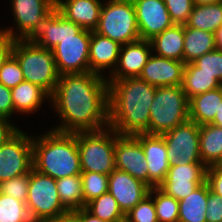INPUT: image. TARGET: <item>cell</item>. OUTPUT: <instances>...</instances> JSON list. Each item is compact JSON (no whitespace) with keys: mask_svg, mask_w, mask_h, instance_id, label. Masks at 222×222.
<instances>
[{"mask_svg":"<svg viewBox=\"0 0 222 222\" xmlns=\"http://www.w3.org/2000/svg\"><path fill=\"white\" fill-rule=\"evenodd\" d=\"M49 100L62 120L55 131L76 133L109 126L108 81L99 74L60 75Z\"/></svg>","mask_w":222,"mask_h":222,"instance_id":"6da1fadb","label":"cell"},{"mask_svg":"<svg viewBox=\"0 0 222 222\" xmlns=\"http://www.w3.org/2000/svg\"><path fill=\"white\" fill-rule=\"evenodd\" d=\"M91 31L67 20L55 7L22 39L52 50L60 75L89 72Z\"/></svg>","mask_w":222,"mask_h":222,"instance_id":"7a4b0ae2","label":"cell"},{"mask_svg":"<svg viewBox=\"0 0 222 222\" xmlns=\"http://www.w3.org/2000/svg\"><path fill=\"white\" fill-rule=\"evenodd\" d=\"M156 88L138 77L108 81L109 126L120 135L149 134Z\"/></svg>","mask_w":222,"mask_h":222,"instance_id":"3957f363","label":"cell"},{"mask_svg":"<svg viewBox=\"0 0 222 222\" xmlns=\"http://www.w3.org/2000/svg\"><path fill=\"white\" fill-rule=\"evenodd\" d=\"M33 169L56 180L82 173L75 133L55 130L33 136Z\"/></svg>","mask_w":222,"mask_h":222,"instance_id":"277c9868","label":"cell"},{"mask_svg":"<svg viewBox=\"0 0 222 222\" xmlns=\"http://www.w3.org/2000/svg\"><path fill=\"white\" fill-rule=\"evenodd\" d=\"M75 134L77 136L82 172H96L109 175L116 169L114 155L115 130L107 126L100 130L80 131Z\"/></svg>","mask_w":222,"mask_h":222,"instance_id":"5b68a950","label":"cell"},{"mask_svg":"<svg viewBox=\"0 0 222 222\" xmlns=\"http://www.w3.org/2000/svg\"><path fill=\"white\" fill-rule=\"evenodd\" d=\"M12 55L20 64L25 81L39 85L50 95L53 93L60 74L52 50L17 39Z\"/></svg>","mask_w":222,"mask_h":222,"instance_id":"8992f818","label":"cell"},{"mask_svg":"<svg viewBox=\"0 0 222 222\" xmlns=\"http://www.w3.org/2000/svg\"><path fill=\"white\" fill-rule=\"evenodd\" d=\"M188 104L181 85L157 87L150 107L149 134L161 135L188 121Z\"/></svg>","mask_w":222,"mask_h":222,"instance_id":"52a82bcc","label":"cell"},{"mask_svg":"<svg viewBox=\"0 0 222 222\" xmlns=\"http://www.w3.org/2000/svg\"><path fill=\"white\" fill-rule=\"evenodd\" d=\"M102 4L94 32L121 45L140 39L132 0H109Z\"/></svg>","mask_w":222,"mask_h":222,"instance_id":"ba28073f","label":"cell"},{"mask_svg":"<svg viewBox=\"0 0 222 222\" xmlns=\"http://www.w3.org/2000/svg\"><path fill=\"white\" fill-rule=\"evenodd\" d=\"M26 205L32 221L69 213L59 198L56 179L33 168L29 173Z\"/></svg>","mask_w":222,"mask_h":222,"instance_id":"9c48e42d","label":"cell"},{"mask_svg":"<svg viewBox=\"0 0 222 222\" xmlns=\"http://www.w3.org/2000/svg\"><path fill=\"white\" fill-rule=\"evenodd\" d=\"M170 165L202 163L199 148V125L188 120L163 134Z\"/></svg>","mask_w":222,"mask_h":222,"instance_id":"30bf717a","label":"cell"},{"mask_svg":"<svg viewBox=\"0 0 222 222\" xmlns=\"http://www.w3.org/2000/svg\"><path fill=\"white\" fill-rule=\"evenodd\" d=\"M33 138L20 129L0 147V183L30 173Z\"/></svg>","mask_w":222,"mask_h":222,"instance_id":"8fae6325","label":"cell"},{"mask_svg":"<svg viewBox=\"0 0 222 222\" xmlns=\"http://www.w3.org/2000/svg\"><path fill=\"white\" fill-rule=\"evenodd\" d=\"M206 168L203 163L170 165L164 181L158 187L180 201L206 181Z\"/></svg>","mask_w":222,"mask_h":222,"instance_id":"7c38bea8","label":"cell"},{"mask_svg":"<svg viewBox=\"0 0 222 222\" xmlns=\"http://www.w3.org/2000/svg\"><path fill=\"white\" fill-rule=\"evenodd\" d=\"M115 166L149 186V172L140 141L134 135L116 132Z\"/></svg>","mask_w":222,"mask_h":222,"instance_id":"4fadbf2b","label":"cell"},{"mask_svg":"<svg viewBox=\"0 0 222 222\" xmlns=\"http://www.w3.org/2000/svg\"><path fill=\"white\" fill-rule=\"evenodd\" d=\"M140 39L151 40L174 25L164 0H132Z\"/></svg>","mask_w":222,"mask_h":222,"instance_id":"5bb4252c","label":"cell"},{"mask_svg":"<svg viewBox=\"0 0 222 222\" xmlns=\"http://www.w3.org/2000/svg\"><path fill=\"white\" fill-rule=\"evenodd\" d=\"M19 33L13 28L0 29L13 39L22 40L40 20L47 16L55 7L56 0H10Z\"/></svg>","mask_w":222,"mask_h":222,"instance_id":"9a60e30c","label":"cell"},{"mask_svg":"<svg viewBox=\"0 0 222 222\" xmlns=\"http://www.w3.org/2000/svg\"><path fill=\"white\" fill-rule=\"evenodd\" d=\"M150 187L124 171L109 174L108 192L116 199L124 214L149 195Z\"/></svg>","mask_w":222,"mask_h":222,"instance_id":"2e32d148","label":"cell"},{"mask_svg":"<svg viewBox=\"0 0 222 222\" xmlns=\"http://www.w3.org/2000/svg\"><path fill=\"white\" fill-rule=\"evenodd\" d=\"M151 49L150 40L144 39L122 45L117 66L108 76L107 81L139 77L152 54Z\"/></svg>","mask_w":222,"mask_h":222,"instance_id":"e0dca14e","label":"cell"},{"mask_svg":"<svg viewBox=\"0 0 222 222\" xmlns=\"http://www.w3.org/2000/svg\"><path fill=\"white\" fill-rule=\"evenodd\" d=\"M141 143L149 172V187H158L170 168L166 143L161 135L138 133L134 135Z\"/></svg>","mask_w":222,"mask_h":222,"instance_id":"ac0fdd59","label":"cell"},{"mask_svg":"<svg viewBox=\"0 0 222 222\" xmlns=\"http://www.w3.org/2000/svg\"><path fill=\"white\" fill-rule=\"evenodd\" d=\"M185 63L152 54L142 69L139 79L156 87L182 84Z\"/></svg>","mask_w":222,"mask_h":222,"instance_id":"d6986e66","label":"cell"},{"mask_svg":"<svg viewBox=\"0 0 222 222\" xmlns=\"http://www.w3.org/2000/svg\"><path fill=\"white\" fill-rule=\"evenodd\" d=\"M102 4L100 0H56V8L67 20L89 31L98 25Z\"/></svg>","mask_w":222,"mask_h":222,"instance_id":"ffe728a7","label":"cell"},{"mask_svg":"<svg viewBox=\"0 0 222 222\" xmlns=\"http://www.w3.org/2000/svg\"><path fill=\"white\" fill-rule=\"evenodd\" d=\"M121 46L119 42L91 31L89 44V72L101 76L103 72L101 70L112 68L111 72H113L117 66Z\"/></svg>","mask_w":222,"mask_h":222,"instance_id":"44dd1931","label":"cell"},{"mask_svg":"<svg viewBox=\"0 0 222 222\" xmlns=\"http://www.w3.org/2000/svg\"><path fill=\"white\" fill-rule=\"evenodd\" d=\"M222 101V86L189 99V120L199 126L210 124Z\"/></svg>","mask_w":222,"mask_h":222,"instance_id":"7402d4cb","label":"cell"},{"mask_svg":"<svg viewBox=\"0 0 222 222\" xmlns=\"http://www.w3.org/2000/svg\"><path fill=\"white\" fill-rule=\"evenodd\" d=\"M156 55L183 62L184 25L174 24L151 40Z\"/></svg>","mask_w":222,"mask_h":222,"instance_id":"603a6c76","label":"cell"},{"mask_svg":"<svg viewBox=\"0 0 222 222\" xmlns=\"http://www.w3.org/2000/svg\"><path fill=\"white\" fill-rule=\"evenodd\" d=\"M200 158L206 167L218 165L222 159V127L214 124L199 126Z\"/></svg>","mask_w":222,"mask_h":222,"instance_id":"cb8c5ba5","label":"cell"},{"mask_svg":"<svg viewBox=\"0 0 222 222\" xmlns=\"http://www.w3.org/2000/svg\"><path fill=\"white\" fill-rule=\"evenodd\" d=\"M11 92L14 110L22 114L36 112L42 102L51 96L39 85L28 81L21 82Z\"/></svg>","mask_w":222,"mask_h":222,"instance_id":"d4e9b609","label":"cell"},{"mask_svg":"<svg viewBox=\"0 0 222 222\" xmlns=\"http://www.w3.org/2000/svg\"><path fill=\"white\" fill-rule=\"evenodd\" d=\"M208 184L205 181L179 201L178 222H206Z\"/></svg>","mask_w":222,"mask_h":222,"instance_id":"484cf974","label":"cell"},{"mask_svg":"<svg viewBox=\"0 0 222 222\" xmlns=\"http://www.w3.org/2000/svg\"><path fill=\"white\" fill-rule=\"evenodd\" d=\"M183 62L185 64L195 61L216 49L215 35L203 30H197L184 25Z\"/></svg>","mask_w":222,"mask_h":222,"instance_id":"4316f807","label":"cell"},{"mask_svg":"<svg viewBox=\"0 0 222 222\" xmlns=\"http://www.w3.org/2000/svg\"><path fill=\"white\" fill-rule=\"evenodd\" d=\"M221 86L222 84L214 76L201 72L193 62L185 65L181 87L188 100Z\"/></svg>","mask_w":222,"mask_h":222,"instance_id":"83f0119b","label":"cell"},{"mask_svg":"<svg viewBox=\"0 0 222 222\" xmlns=\"http://www.w3.org/2000/svg\"><path fill=\"white\" fill-rule=\"evenodd\" d=\"M185 25L197 30L215 33L222 25V1L205 5H194Z\"/></svg>","mask_w":222,"mask_h":222,"instance_id":"f1b7e54d","label":"cell"},{"mask_svg":"<svg viewBox=\"0 0 222 222\" xmlns=\"http://www.w3.org/2000/svg\"><path fill=\"white\" fill-rule=\"evenodd\" d=\"M59 198L63 206L73 212L84 208L82 179L80 175H73L56 180Z\"/></svg>","mask_w":222,"mask_h":222,"instance_id":"f546056e","label":"cell"},{"mask_svg":"<svg viewBox=\"0 0 222 222\" xmlns=\"http://www.w3.org/2000/svg\"><path fill=\"white\" fill-rule=\"evenodd\" d=\"M85 209L93 216L106 222H120L125 219L116 199L109 192L91 200L85 206Z\"/></svg>","mask_w":222,"mask_h":222,"instance_id":"4dcf8cb0","label":"cell"},{"mask_svg":"<svg viewBox=\"0 0 222 222\" xmlns=\"http://www.w3.org/2000/svg\"><path fill=\"white\" fill-rule=\"evenodd\" d=\"M150 196H154V205L158 222H178L179 201L167 195L159 187L151 188Z\"/></svg>","mask_w":222,"mask_h":222,"instance_id":"1f68e13d","label":"cell"},{"mask_svg":"<svg viewBox=\"0 0 222 222\" xmlns=\"http://www.w3.org/2000/svg\"><path fill=\"white\" fill-rule=\"evenodd\" d=\"M0 222H33L25 202L0 193Z\"/></svg>","mask_w":222,"mask_h":222,"instance_id":"d6a6232c","label":"cell"},{"mask_svg":"<svg viewBox=\"0 0 222 222\" xmlns=\"http://www.w3.org/2000/svg\"><path fill=\"white\" fill-rule=\"evenodd\" d=\"M84 208L88 202L108 192L109 175L96 172H82Z\"/></svg>","mask_w":222,"mask_h":222,"instance_id":"836d02e7","label":"cell"},{"mask_svg":"<svg viewBox=\"0 0 222 222\" xmlns=\"http://www.w3.org/2000/svg\"><path fill=\"white\" fill-rule=\"evenodd\" d=\"M127 222H158L152 196L147 195L125 214Z\"/></svg>","mask_w":222,"mask_h":222,"instance_id":"e575fe53","label":"cell"},{"mask_svg":"<svg viewBox=\"0 0 222 222\" xmlns=\"http://www.w3.org/2000/svg\"><path fill=\"white\" fill-rule=\"evenodd\" d=\"M28 187L29 173L13 177L9 180L2 181L0 183V193L4 195H9L10 197L16 200L26 203Z\"/></svg>","mask_w":222,"mask_h":222,"instance_id":"d590c367","label":"cell"},{"mask_svg":"<svg viewBox=\"0 0 222 222\" xmlns=\"http://www.w3.org/2000/svg\"><path fill=\"white\" fill-rule=\"evenodd\" d=\"M193 63L211 76H214L222 84V51L213 50L197 58Z\"/></svg>","mask_w":222,"mask_h":222,"instance_id":"8d00e7d4","label":"cell"},{"mask_svg":"<svg viewBox=\"0 0 222 222\" xmlns=\"http://www.w3.org/2000/svg\"><path fill=\"white\" fill-rule=\"evenodd\" d=\"M25 81L18 60L11 55L0 69V83L9 89H13Z\"/></svg>","mask_w":222,"mask_h":222,"instance_id":"74e56055","label":"cell"},{"mask_svg":"<svg viewBox=\"0 0 222 222\" xmlns=\"http://www.w3.org/2000/svg\"><path fill=\"white\" fill-rule=\"evenodd\" d=\"M164 3L174 24L187 23L194 6L192 0H164Z\"/></svg>","mask_w":222,"mask_h":222,"instance_id":"f35d334b","label":"cell"},{"mask_svg":"<svg viewBox=\"0 0 222 222\" xmlns=\"http://www.w3.org/2000/svg\"><path fill=\"white\" fill-rule=\"evenodd\" d=\"M206 222H222V196L212 192L208 186Z\"/></svg>","mask_w":222,"mask_h":222,"instance_id":"ab89813d","label":"cell"},{"mask_svg":"<svg viewBox=\"0 0 222 222\" xmlns=\"http://www.w3.org/2000/svg\"><path fill=\"white\" fill-rule=\"evenodd\" d=\"M206 182L212 192L222 196V168L217 165L207 167Z\"/></svg>","mask_w":222,"mask_h":222,"instance_id":"60d3db41","label":"cell"},{"mask_svg":"<svg viewBox=\"0 0 222 222\" xmlns=\"http://www.w3.org/2000/svg\"><path fill=\"white\" fill-rule=\"evenodd\" d=\"M14 111L11 89L0 83V117L9 119Z\"/></svg>","mask_w":222,"mask_h":222,"instance_id":"b9f144b4","label":"cell"},{"mask_svg":"<svg viewBox=\"0 0 222 222\" xmlns=\"http://www.w3.org/2000/svg\"><path fill=\"white\" fill-rule=\"evenodd\" d=\"M15 39L0 31V69L12 55Z\"/></svg>","mask_w":222,"mask_h":222,"instance_id":"7bdbcfd3","label":"cell"},{"mask_svg":"<svg viewBox=\"0 0 222 222\" xmlns=\"http://www.w3.org/2000/svg\"><path fill=\"white\" fill-rule=\"evenodd\" d=\"M10 120L0 117V147L10 139L19 129L9 123Z\"/></svg>","mask_w":222,"mask_h":222,"instance_id":"ee69618b","label":"cell"},{"mask_svg":"<svg viewBox=\"0 0 222 222\" xmlns=\"http://www.w3.org/2000/svg\"><path fill=\"white\" fill-rule=\"evenodd\" d=\"M75 222H106L98 217L93 216L85 208L71 212Z\"/></svg>","mask_w":222,"mask_h":222,"instance_id":"f6af8a7d","label":"cell"},{"mask_svg":"<svg viewBox=\"0 0 222 222\" xmlns=\"http://www.w3.org/2000/svg\"><path fill=\"white\" fill-rule=\"evenodd\" d=\"M33 222H75V221H74L72 213L69 212L59 217L44 218V219L36 220Z\"/></svg>","mask_w":222,"mask_h":222,"instance_id":"bcb514c9","label":"cell"},{"mask_svg":"<svg viewBox=\"0 0 222 222\" xmlns=\"http://www.w3.org/2000/svg\"><path fill=\"white\" fill-rule=\"evenodd\" d=\"M214 35L216 49L222 51V25L215 31Z\"/></svg>","mask_w":222,"mask_h":222,"instance_id":"7dc6e473","label":"cell"},{"mask_svg":"<svg viewBox=\"0 0 222 222\" xmlns=\"http://www.w3.org/2000/svg\"><path fill=\"white\" fill-rule=\"evenodd\" d=\"M210 124H214V125L222 127V101L219 105L218 111L216 112L214 120Z\"/></svg>","mask_w":222,"mask_h":222,"instance_id":"c3c4849f","label":"cell"},{"mask_svg":"<svg viewBox=\"0 0 222 222\" xmlns=\"http://www.w3.org/2000/svg\"><path fill=\"white\" fill-rule=\"evenodd\" d=\"M194 5H205V4H211V3H217L222 0H192Z\"/></svg>","mask_w":222,"mask_h":222,"instance_id":"681fc988","label":"cell"},{"mask_svg":"<svg viewBox=\"0 0 222 222\" xmlns=\"http://www.w3.org/2000/svg\"><path fill=\"white\" fill-rule=\"evenodd\" d=\"M217 166L220 167V168H222V159H221V161L218 163Z\"/></svg>","mask_w":222,"mask_h":222,"instance_id":"f907efd6","label":"cell"}]
</instances>
